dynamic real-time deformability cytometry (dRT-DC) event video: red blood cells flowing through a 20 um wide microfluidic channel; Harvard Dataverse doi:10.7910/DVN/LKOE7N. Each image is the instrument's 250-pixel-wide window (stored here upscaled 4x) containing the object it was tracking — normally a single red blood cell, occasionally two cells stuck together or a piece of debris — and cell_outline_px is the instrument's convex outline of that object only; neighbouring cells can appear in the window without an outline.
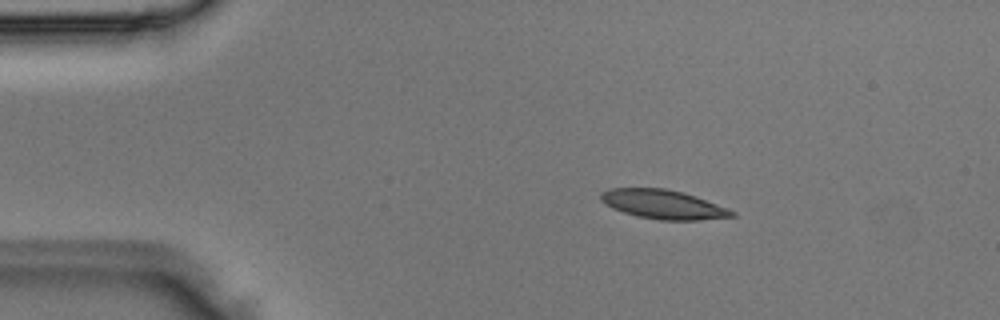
{"species": "Egyptian fruit bat (a non-hibernating species)", "species_latin": "Rousettus aegyptiacus", "temperature_condition": "room temperature", "stored_images_in_passage": 2, "camera_frame_rate_fps": 3000, "um_per_image_px": 0.085, "animal": {"sex": "male"}, "frame": {"image": 1, "passage_image": 1, "time_ms": 0.0, "image_size_px": [1000, 320], "cell_outline_px": [[736, 216], [700, 220], [660, 220], [636, 216], [612, 208], [604, 204], [600, 200], [600, 192], [608, 188], [664, 188], [696, 196], [728, 208], [736, 212]], "centroid_in_image_um": [56.35, 17.37], "position_along_channel_um": 28.7, "area_um2": 22.31}}